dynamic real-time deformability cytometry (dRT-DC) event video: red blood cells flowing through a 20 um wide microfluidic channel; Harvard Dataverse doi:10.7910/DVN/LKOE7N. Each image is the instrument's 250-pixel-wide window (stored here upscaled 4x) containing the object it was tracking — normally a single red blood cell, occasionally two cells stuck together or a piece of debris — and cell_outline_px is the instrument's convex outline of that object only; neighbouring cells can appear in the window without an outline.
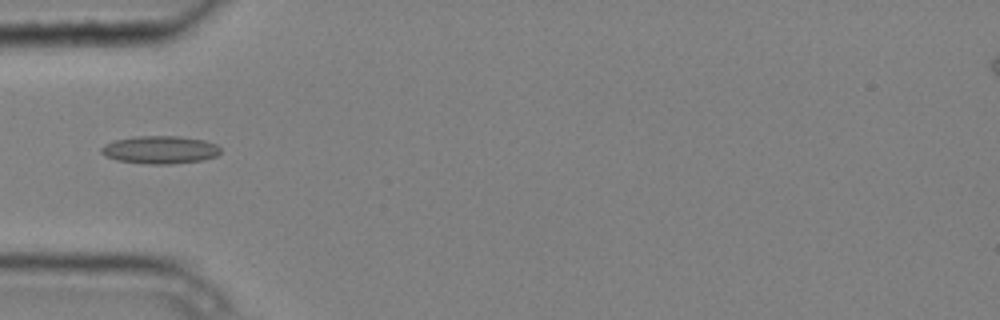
{"species": "common noctule bat (a hibernating species)", "species_latin": "Nyctalus noctula", "temperature_condition": "cold", "stored_images_in_passage": 7, "camera_frame_rate_fps": 3000, "um_per_image_px": 0.085, "animal": {"sex": "male", "body_mass_g": 20.4}, "frame": {"image": 1, "passage_image": 5, "time_ms": 1.333, "image_size_px": [1000, 320], "cell_outline_px": [[220, 152], [216, 156], [204, 160], [172, 164], [148, 164], [116, 160], [104, 156], [100, 152], [100, 148], [104, 144], [116, 140], [132, 136], [180, 136], [204, 140], [216, 144], [220, 148]], "centroid_in_image_um": [13.58, 12.73], "position_along_channel_um": 71.4, "area_um2": 19.54}}
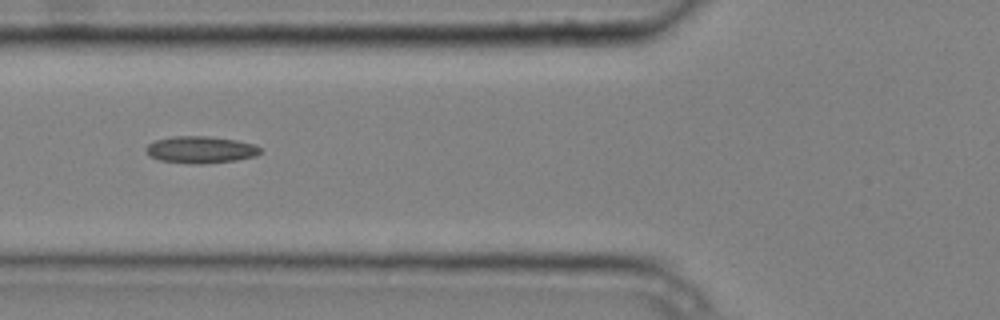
{"frame": {"image": 2, "passage_image": 6, "time_ms": 1.667, "image_size_px": [1000, 320], "cell_outline_px": [[260, 152], [256, 156], [236, 160], [204, 164], [188, 164], [160, 160], [148, 156], [144, 148], [148, 144], [156, 140], [172, 136], [212, 136], [236, 140], [256, 144], [260, 148]], "centroid_in_image_um": [17.03, 12.72], "position_along_channel_um": 108.8, "area_um2": 18.21}}
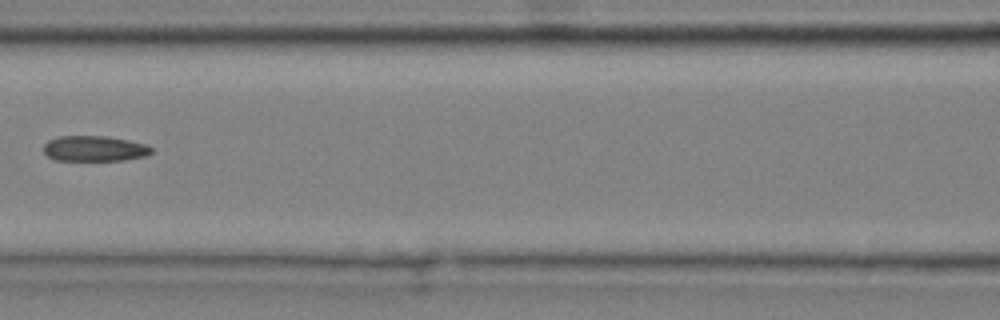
{"frame": {"image": 3, "passage_image": 7, "time_ms": 2.0, "image_size_px": [1000, 320], "cell_outline_px": [[152, 152], [148, 156], [124, 160], [56, 160], [48, 156], [44, 152], [44, 144], [48, 140], [60, 136], [108, 136], [128, 140], [144, 144], [152, 148]], "centroid_in_image_um": [8.04, 12.63], "position_along_channel_um": 158.6, "area_um2": 16.01}}